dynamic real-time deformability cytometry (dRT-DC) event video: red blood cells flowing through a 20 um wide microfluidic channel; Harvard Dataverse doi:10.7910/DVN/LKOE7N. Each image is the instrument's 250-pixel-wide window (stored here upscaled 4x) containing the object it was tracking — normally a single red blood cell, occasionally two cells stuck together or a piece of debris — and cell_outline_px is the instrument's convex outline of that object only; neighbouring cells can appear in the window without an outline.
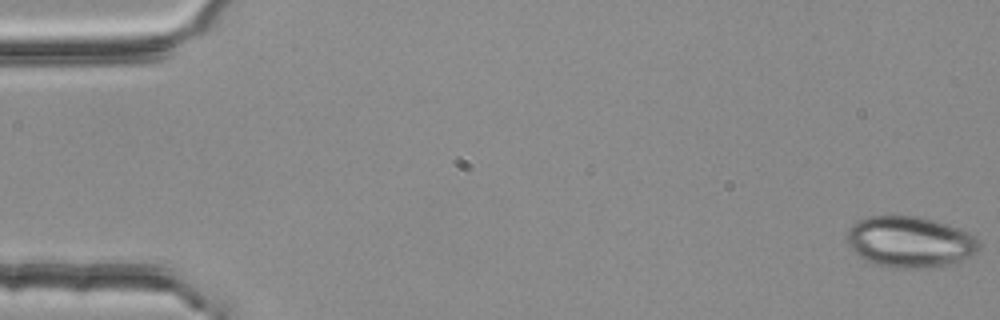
{"species": "common noctule bat (a hibernating species)", "species_latin": "Nyctalus noctula", "temperature_condition": "room temperature", "stored_images_in_passage": 54, "camera_frame_rate_fps": 3000, "um_per_image_px": 0.085, "animal": {"sex": "female", "body_mass_g": 25.1}, "frame": {"image": 1, "passage_image": 1, "time_ms": 0.0, "image_size_px": [1000, 320], "cell_outline_px": [[980, 248], [976, 252], [956, 264], [908, 268], [888, 268], [872, 264], [860, 256], [848, 244], [848, 232], [852, 224], [856, 220], [868, 216], [920, 216], [960, 228], [968, 232], [980, 240]], "centroid_in_image_um": [77.36, 20.56], "position_along_channel_um": 7.6, "area_um2": 39.48}}
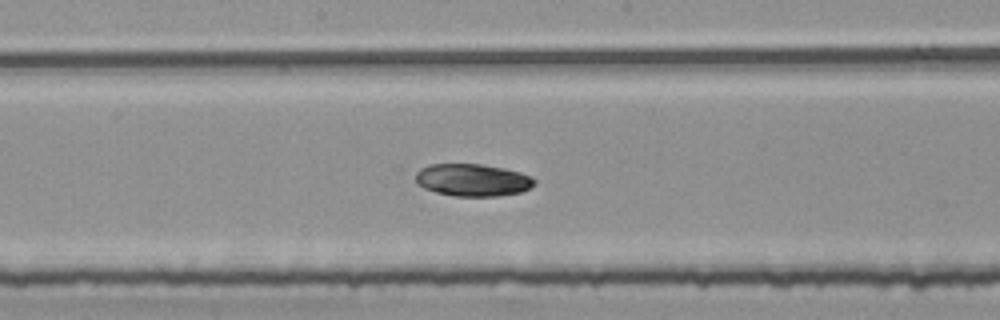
{"frame": {"image": 2, "passage_image": 29, "time_ms": 9.333, "image_size_px": [1000, 320], "cell_outline_px": [[536, 184], [520, 192], [496, 196], [452, 196], [436, 192], [424, 188], [416, 184], [416, 172], [420, 168], [428, 164], [480, 164], [504, 168], [520, 172], [536, 180]], "centroid_in_image_um": [40.13, 15.3], "position_along_channel_um": 208.1, "area_um2": 22.43}}
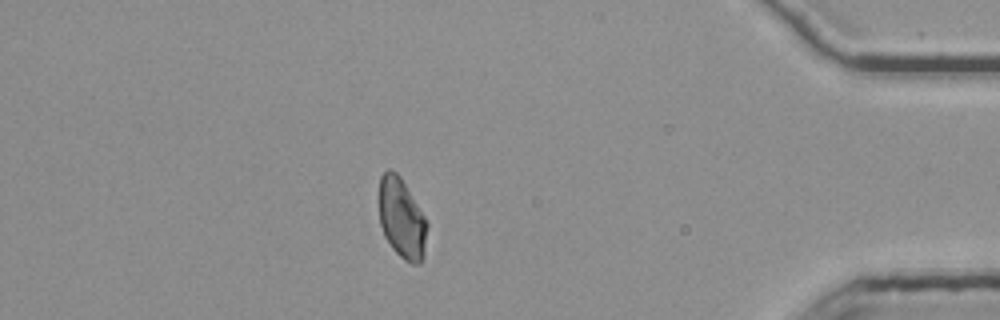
{"frame": {"image": 3, "passage_image": 48, "time_ms": 15.667, "image_size_px": [1000, 320], "cell_outline_px": [[428, 224], [424, 256], [420, 264], [412, 264], [404, 260], [392, 248], [384, 236], [380, 224], [380, 176], [388, 168], [396, 172], [400, 176], [424, 216]], "centroid_in_image_um": [34.16, 18.6], "position_along_channel_um": 401.0, "area_um2": 22.37}}